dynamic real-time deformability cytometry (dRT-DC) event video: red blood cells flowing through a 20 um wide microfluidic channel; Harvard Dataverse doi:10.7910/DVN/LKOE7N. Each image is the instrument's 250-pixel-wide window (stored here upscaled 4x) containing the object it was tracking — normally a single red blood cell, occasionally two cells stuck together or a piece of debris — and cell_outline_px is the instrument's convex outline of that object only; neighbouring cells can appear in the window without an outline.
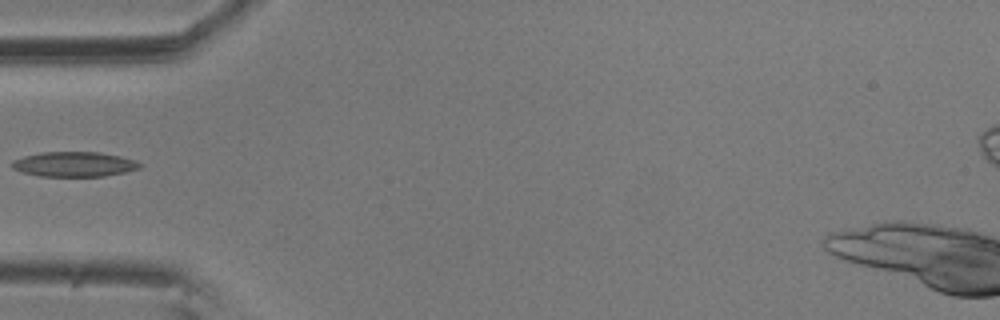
{"species": "common noctule bat (a hibernating species)", "species_latin": "Nyctalus noctula", "temperature_condition": "room temperature", "stored_images_in_passage": 2, "camera_frame_rate_fps": 3000, "um_per_image_px": 0.085, "animal": {"sex": "male", "body_mass_g": 20.5, "forearm_length_mm": 52.5}, "frame": {"image": 1, "passage_image": 1, "time_ms": 0.0, "image_size_px": [1000, 320], "cell_outline_px": [[140, 168], [124, 172], [104, 176], [40, 176], [24, 172], [12, 168], [12, 160], [24, 156], [40, 152], [100, 152], [120, 156], [136, 160], [140, 164]], "centroid_in_image_um": [6.3, 13.95], "position_along_channel_um": 78.7, "area_um2": 18.44}}
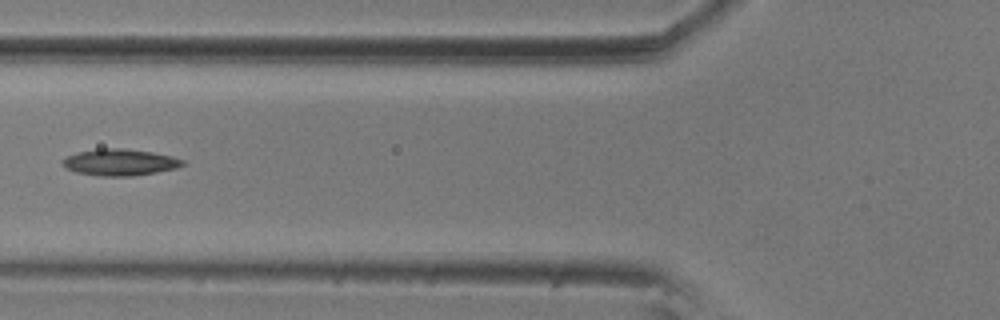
{"frame": {"image": 2, "passage_image": 2, "time_ms": 0.333, "image_size_px": [1000, 320], "cell_outline_px": [[184, 164], [176, 168], [156, 172], [132, 176], [100, 176], [76, 172], [64, 168], [60, 160], [76, 152], [100, 148], [120, 148], [152, 152], [172, 156], [184, 160]], "centroid_in_image_um": [10.14, 13.79], "position_along_channel_um": 115.7, "area_um2": 18.61}}